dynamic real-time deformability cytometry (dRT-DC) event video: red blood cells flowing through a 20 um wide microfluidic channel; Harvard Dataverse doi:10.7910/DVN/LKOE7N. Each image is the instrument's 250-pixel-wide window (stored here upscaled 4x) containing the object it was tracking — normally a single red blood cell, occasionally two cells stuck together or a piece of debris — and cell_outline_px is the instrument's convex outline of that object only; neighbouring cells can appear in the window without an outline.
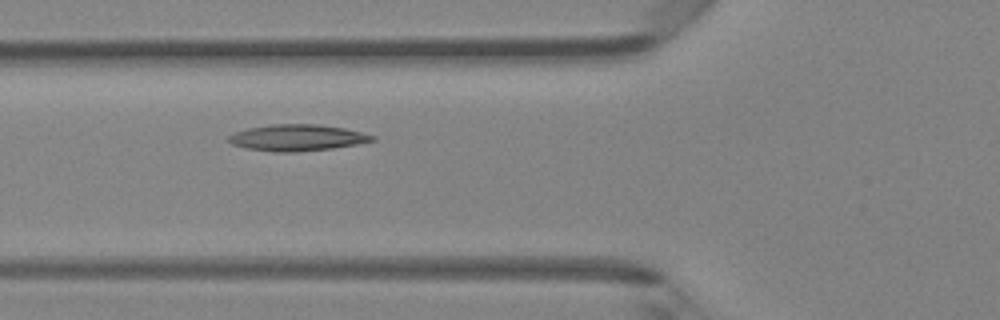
{"species": "Egyptian fruit bat (a non-hibernating species)", "species_latin": "Rousettus aegyptiacus", "temperature_condition": "room temperature", "stored_images_in_passage": 6, "camera_frame_rate_fps": 3000, "um_per_image_px": 0.085, "animal": {"sex": "female"}, "frame": {"image": 1, "passage_image": 4, "time_ms": 1.0, "image_size_px": [1000, 320], "cell_outline_px": [[376, 140], [356, 144], [332, 148], [296, 152], [272, 152], [248, 148], [232, 144], [228, 140], [228, 136], [236, 132], [248, 128], [272, 124], [320, 124], [344, 128], [376, 136]], "centroid_in_image_um": [25.27, 11.7], "position_along_channel_um": 100.5, "area_um2": 21.96}}
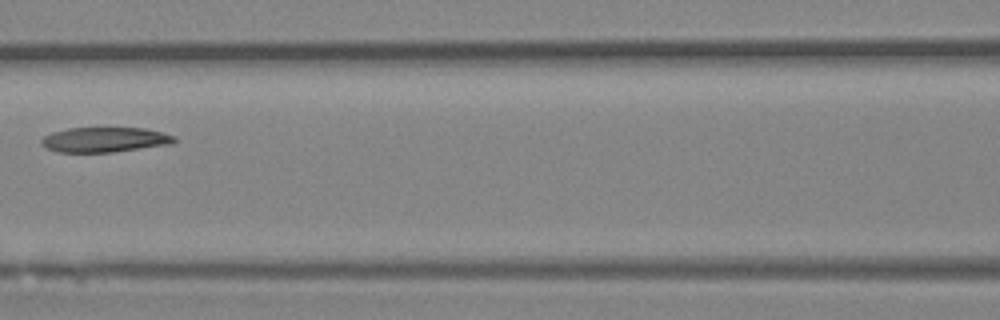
{"frame": {"image": 2, "passage_image": 5, "time_ms": 1.333, "image_size_px": [1000, 320], "cell_outline_px": [[176, 140], [172, 144], [112, 152], [56, 152], [44, 148], [40, 144], [40, 140], [44, 136], [52, 132], [68, 128], [144, 128], [176, 136]], "centroid_in_image_um": [8.85, 11.88], "position_along_channel_um": 157.7, "area_um2": 19.42}}
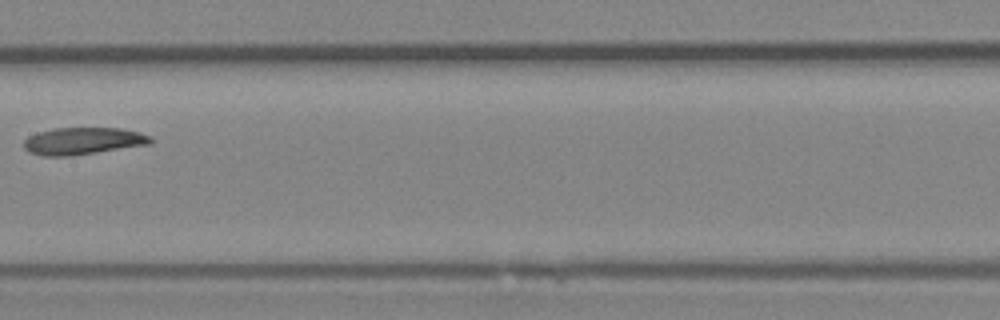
{"frame": {"image": 3, "passage_image": 6, "time_ms": 1.667, "image_size_px": [1000, 320], "cell_outline_px": [[152, 144], [72, 156], [44, 156], [28, 152], [24, 148], [24, 140], [28, 136], [36, 132], [56, 128], [120, 128], [140, 132], [152, 136]], "centroid_in_image_um": [7.07, 11.99], "position_along_channel_um": 200.3, "area_um2": 20.29}}